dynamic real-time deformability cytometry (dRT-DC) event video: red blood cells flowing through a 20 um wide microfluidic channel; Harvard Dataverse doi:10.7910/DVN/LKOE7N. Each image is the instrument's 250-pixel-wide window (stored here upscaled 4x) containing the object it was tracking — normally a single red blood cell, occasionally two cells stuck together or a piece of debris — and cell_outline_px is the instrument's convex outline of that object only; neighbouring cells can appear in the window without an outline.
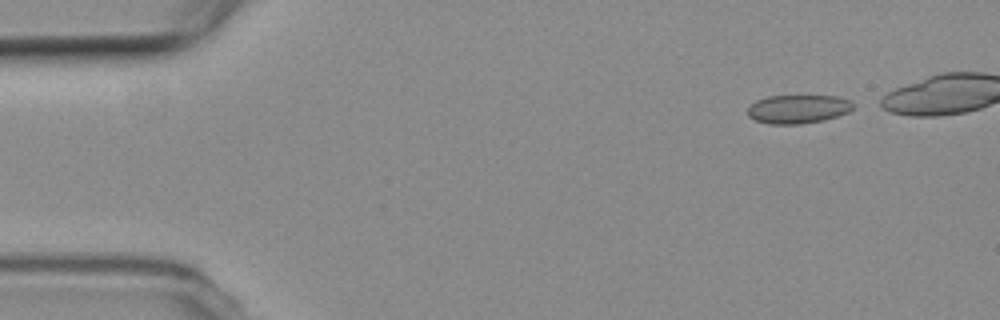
{"species": "common noctule bat (a hibernating species)", "species_latin": "Nyctalus noctula", "temperature_condition": "room temperature", "stored_images_in_passage": 5, "camera_frame_rate_fps": 3000, "um_per_image_px": 0.085, "animal": {"sex": "female", "body_mass_g": 19.3, "forearm_length_mm": 54.1}, "frame": {"image": 1, "passage_image": 1, "time_ms": 0.0, "image_size_px": [1000, 320], "cell_outline_px": [[852, 108], [848, 112], [824, 120], [800, 124], [768, 124], [756, 120], [748, 116], [748, 108], [756, 100], [768, 96], [840, 96], [848, 100], [852, 104]], "centroid_in_image_um": [67.81, 9.27], "position_along_channel_um": 17.2, "area_um2": 17.46}}